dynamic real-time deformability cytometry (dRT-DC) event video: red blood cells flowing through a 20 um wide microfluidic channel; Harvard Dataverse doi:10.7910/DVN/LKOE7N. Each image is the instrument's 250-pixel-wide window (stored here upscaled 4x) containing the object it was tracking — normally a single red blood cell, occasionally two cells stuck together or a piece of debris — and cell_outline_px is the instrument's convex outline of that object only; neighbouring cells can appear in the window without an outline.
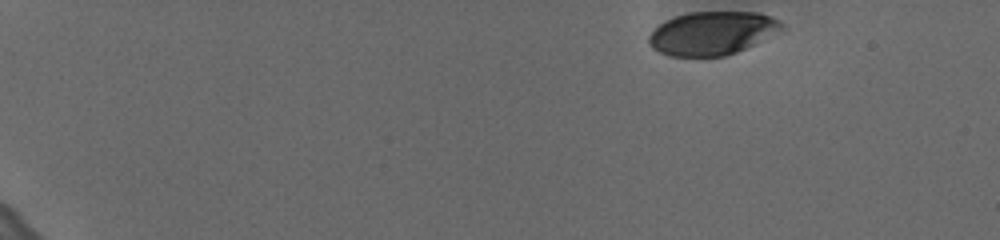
{"species": "human", "species_latin": "Homo sapiens", "temperature_condition": "cold", "stored_images_in_passage": 45, "camera_frame_rate_fps": 3000, "um_per_image_px": 0.085, "donor": {"sex": "female"}, "frame": {"image": 1, "passage_image": 1, "time_ms": 0.0, "image_size_px": [1000, 240], "cell_outline_px": [[784, 24], [780, 28], [752, 44], [736, 52], [724, 56], [668, 56], [652, 48], [648, 44], [648, 36], [660, 24], [676, 16], [688, 12], [760, 12]], "centroid_in_image_um": [60.44, 2.82], "position_along_channel_um": 24.6, "area_um2": 32.77}}
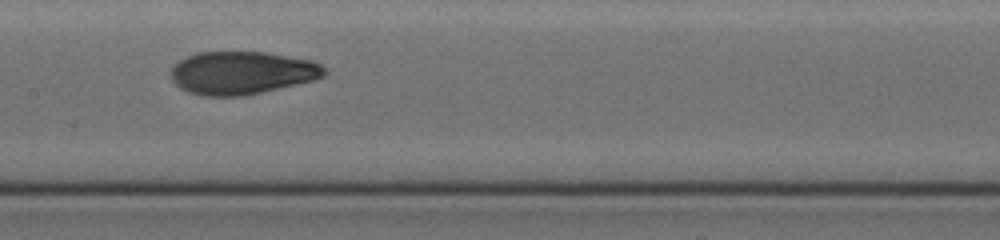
{"frame": {"image": 2, "passage_image": 26, "time_ms": 8.333, "image_size_px": [1000, 240], "cell_outline_px": [[328, 72], [324, 76], [312, 80], [244, 96], [204, 96], [188, 92], [180, 88], [172, 80], [172, 64], [196, 52], [264, 52], [312, 60], [320, 64]], "centroid_in_image_um": [20.54, 6.19], "position_along_channel_um": 186.9, "area_um2": 38.26}}
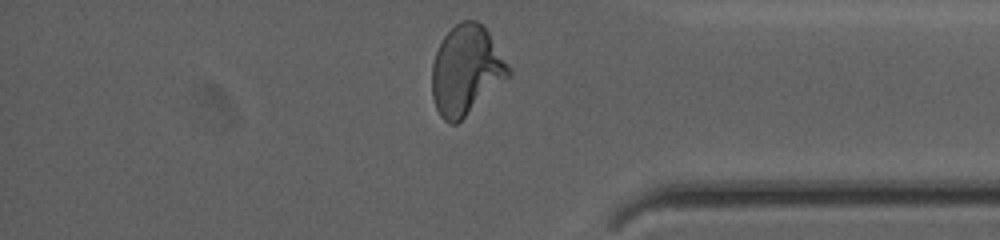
{"frame": {"image": 3, "passage_image": 44, "time_ms": 14.333, "image_size_px": [1000, 240], "cell_outline_px": [[512, 76], [456, 124], [452, 124], [444, 120], [440, 116], [436, 108], [432, 96], [432, 64], [436, 52], [444, 36], [460, 20], [476, 20], [488, 32], [508, 64], [512, 72]], "centroid_in_image_um": [39.63, 5.99], "position_along_channel_um": 395.6, "area_um2": 39.77}, "authors_computed_cell_mechanics": {"area_um2": 37.7434, "velocity_mm_per_s": 3.6265, "shape_relaxation_time_tau1_ms": 8.2038, "shape_relaxation_time_tau2_ms": 1.4651, "deformation_change_tau1": 0.2196, "deformation_change_tau2": 0.073}}